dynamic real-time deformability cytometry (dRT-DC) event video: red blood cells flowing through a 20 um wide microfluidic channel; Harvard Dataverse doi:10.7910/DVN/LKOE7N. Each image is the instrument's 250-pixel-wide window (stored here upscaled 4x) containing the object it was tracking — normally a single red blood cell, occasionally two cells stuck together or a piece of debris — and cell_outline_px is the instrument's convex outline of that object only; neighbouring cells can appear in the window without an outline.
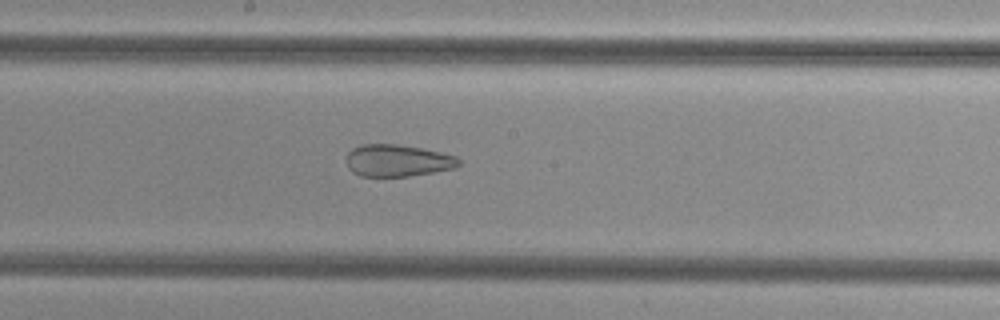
{"species": "common noctule bat (a hibernating species)", "species_latin": "Nyctalus noctula", "temperature_condition": "cold", "stored_images_in_passage": 44, "segment_of_instrument_passage": [2, 2], "camera_frame_rate_fps": 3000, "um_per_image_px": 0.085, "animal": {"sex": "female", "body_mass_g": 29.2, "forearm_length_mm": 56.3}, "frame": {"image": 1, "passage_image": 26, "time_ms": 8.333, "image_size_px": [1000, 320], "cell_outline_px": [[460, 164], [456, 168], [408, 176], [360, 176], [352, 172], [348, 168], [348, 152], [352, 148], [360, 144], [396, 144], [424, 148], [456, 156], [460, 160]], "centroid_in_image_um": [33.8, 13.64], "position_along_channel_um": 214.4, "area_um2": 20.98}}
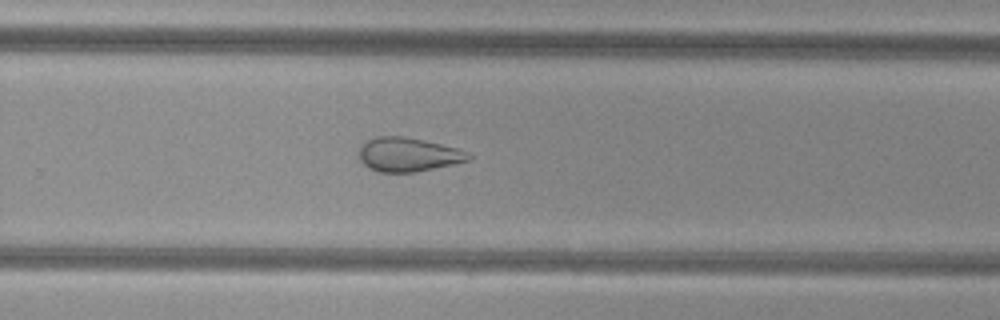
{"frame": {"image": 2, "passage_image": 32, "time_ms": 10.333, "image_size_px": [1000, 320], "cell_outline_px": [[472, 156], [468, 160], [452, 164], [416, 172], [380, 172], [368, 168], [360, 160], [356, 152], [360, 144], [376, 136], [404, 136], [424, 140], [456, 148], [468, 152]], "centroid_in_image_um": [34.62, 13.13], "position_along_channel_um": 295.2, "area_um2": 21.79}}
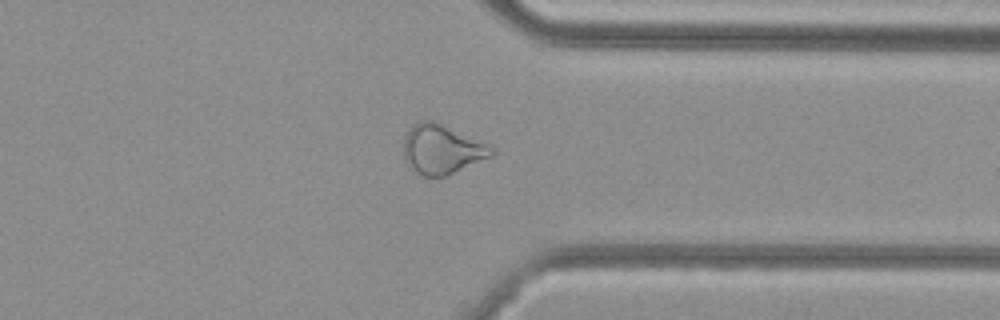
{"frame": {"image": 3, "passage_image": 38, "time_ms": 12.333, "image_size_px": [1000, 320], "cell_outline_px": [[496, 152], [492, 156], [444, 176], [424, 176], [416, 172], [412, 168], [404, 156], [404, 136], [420, 120], [432, 120], [492, 144], [496, 148]], "centroid_in_image_um": [37.63, 12.67], "position_along_channel_um": 373.8, "area_um2": 25.14}}